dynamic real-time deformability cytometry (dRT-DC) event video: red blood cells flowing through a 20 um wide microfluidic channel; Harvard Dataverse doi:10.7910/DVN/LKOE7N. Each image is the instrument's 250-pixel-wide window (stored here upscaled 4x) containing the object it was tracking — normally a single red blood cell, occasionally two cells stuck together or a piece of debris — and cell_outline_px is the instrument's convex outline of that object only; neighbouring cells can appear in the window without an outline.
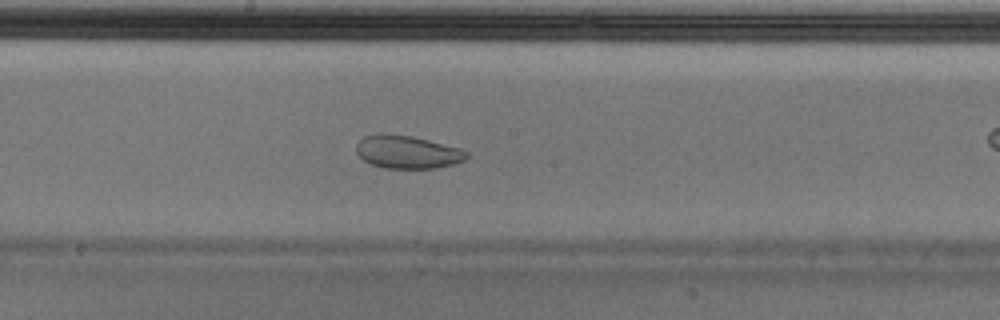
{"species": "Egyptian fruit bat (a non-hibernating species)", "species_latin": "Rousettus aegyptiacus", "temperature_condition": "cold", "stored_images_in_passage": 47, "camera_frame_rate_fps": 3000, "um_per_image_px": 0.085, "animal": {"sex": "male"}, "frame": {"image": 1, "passage_image": 21, "time_ms": 6.667, "image_size_px": [1000, 320], "cell_outline_px": [[468, 156], [464, 160], [452, 164], [436, 168], [384, 168], [368, 164], [356, 152], [356, 144], [364, 136], [412, 136], [460, 148], [468, 152]], "centroid_in_image_um": [34.64, 12.96], "position_along_channel_um": 213.6, "area_um2": 20.63}}
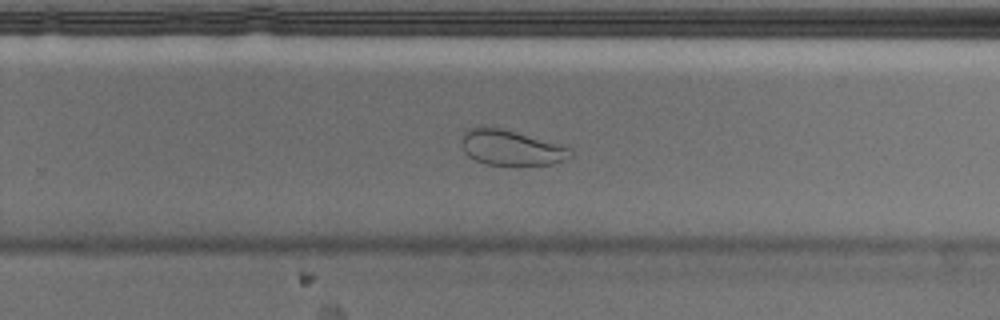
{"frame": {"image": 2, "passage_image": 27, "time_ms": 8.667, "image_size_px": [1000, 320], "cell_outline_px": [[572, 156], [568, 160], [552, 164], [488, 164], [476, 160], [468, 156], [464, 152], [460, 144], [460, 136], [468, 128], [500, 128], [560, 144], [572, 148]], "centroid_in_image_um": [43.45, 12.56], "position_along_channel_um": 286.4, "area_um2": 22.2}}